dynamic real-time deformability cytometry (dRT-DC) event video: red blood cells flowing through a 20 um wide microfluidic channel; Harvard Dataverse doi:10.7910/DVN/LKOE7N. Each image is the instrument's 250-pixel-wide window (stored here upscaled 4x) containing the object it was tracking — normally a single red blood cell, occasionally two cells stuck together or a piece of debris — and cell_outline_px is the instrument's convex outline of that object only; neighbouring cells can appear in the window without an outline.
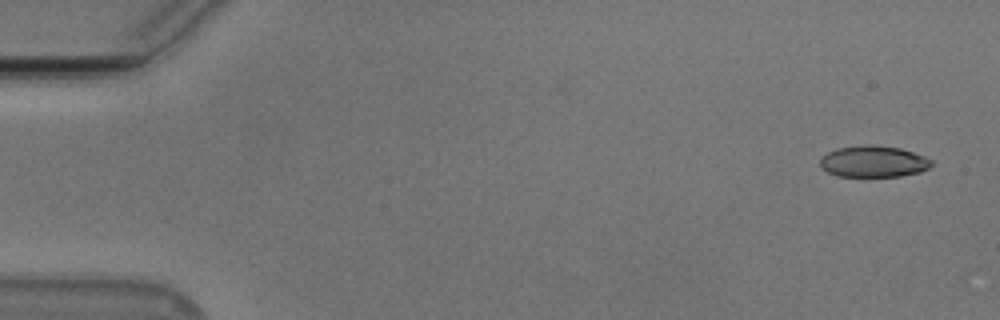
{"species": "Egyptian fruit bat (a non-hibernating species)", "species_latin": "Rousettus aegyptiacus", "temperature_condition": "cold", "stored_images_in_passage": 53, "camera_frame_rate_fps": 3000, "um_per_image_px": 0.085, "animal": {"sex": "male"}, "frame": {"image": 1, "passage_image": 1, "time_ms": 0.0, "image_size_px": [1000, 320], "cell_outline_px": [[932, 164], [928, 168], [920, 172], [900, 176], [836, 176], [828, 172], [820, 164], [820, 156], [836, 148], [864, 144], [872, 144], [900, 148], [924, 156], [932, 160]], "centroid_in_image_um": [74.23, 13.71], "position_along_channel_um": 10.8, "area_um2": 20.46}}
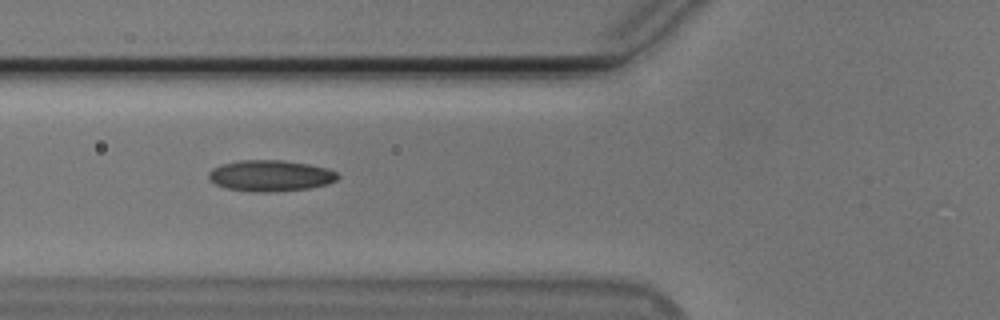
{"frame": {"image": 2, "passage_image": 19, "time_ms": 6.0, "image_size_px": [1000, 320], "cell_outline_px": [[340, 176], [336, 180], [328, 184], [308, 188], [268, 192], [252, 192], [228, 188], [216, 184], [208, 176], [208, 172], [212, 168], [220, 164], [240, 160], [284, 160], [308, 164], [328, 168], [336, 172]], "centroid_in_image_um": [22.99, 14.92], "position_along_channel_um": 102.8, "area_um2": 23.41}}
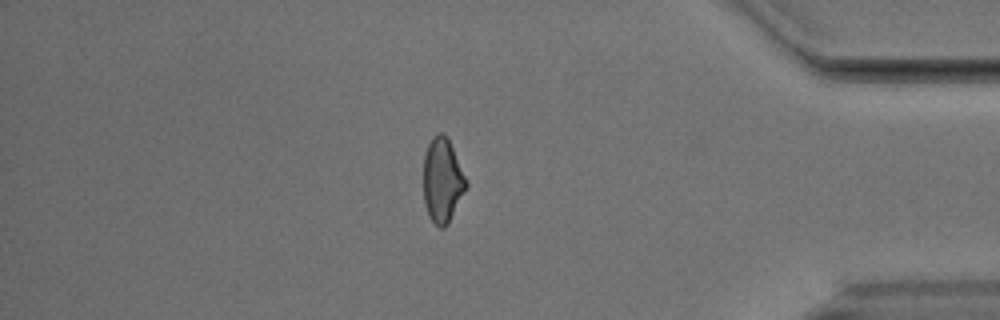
{"frame": {"image": 3, "passage_image": 45, "time_ms": 14.667, "image_size_px": [1000, 320], "cell_outline_px": [[468, 184], [448, 224], [444, 228], [440, 228], [428, 216], [424, 204], [424, 156], [428, 144], [432, 136], [436, 132], [444, 132], [448, 136], [468, 180]], "centroid_in_image_um": [37.61, 15.28], "position_along_channel_um": 397.6, "area_um2": 21.33}, "authors_computed_cell_mechanics": {"area_um2": 21.7328, "velocity_mm_per_s": 3.7748, "shape_relaxation_time_tau1_ms": 4.6163, "shape_relaxation_time_tau2_ms": 4.1678, "deformation_change_tau1": 0.1392, "deformation_change_tau2": 0.1103}}